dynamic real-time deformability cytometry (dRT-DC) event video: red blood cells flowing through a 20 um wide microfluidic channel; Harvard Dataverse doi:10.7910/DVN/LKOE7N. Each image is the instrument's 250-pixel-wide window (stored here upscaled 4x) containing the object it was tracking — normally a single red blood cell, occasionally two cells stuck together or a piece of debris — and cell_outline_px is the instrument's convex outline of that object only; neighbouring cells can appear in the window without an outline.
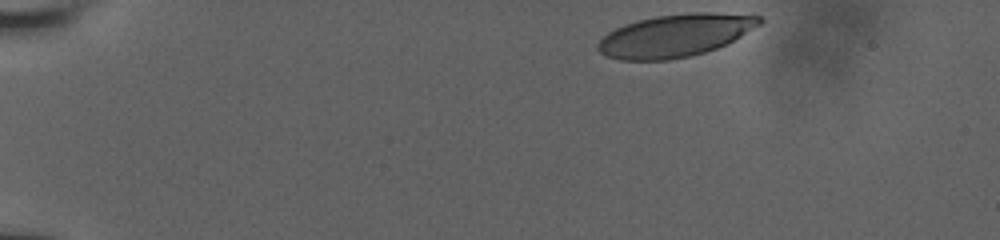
{"species": "human", "species_latin": "Homo sapiens", "temperature_condition": "room temperature", "stored_images_in_passage": 25, "camera_frame_rate_fps": 3000, "um_per_image_px": 0.085, "donor": {"sex": "male"}, "frame": {"image": 1, "passage_image": 1, "time_ms": 0.0, "image_size_px": [1000, 240], "cell_outline_px": [[764, 20], [760, 24], [740, 36], [716, 48], [704, 52], [688, 56], [668, 60], [620, 60], [604, 56], [596, 48], [596, 44], [608, 32], [624, 24], [656, 16], [692, 12], [752, 12], [760, 16]], "centroid_in_image_um": [57.43, 2.99], "position_along_channel_um": 27.6, "area_um2": 40.4}}
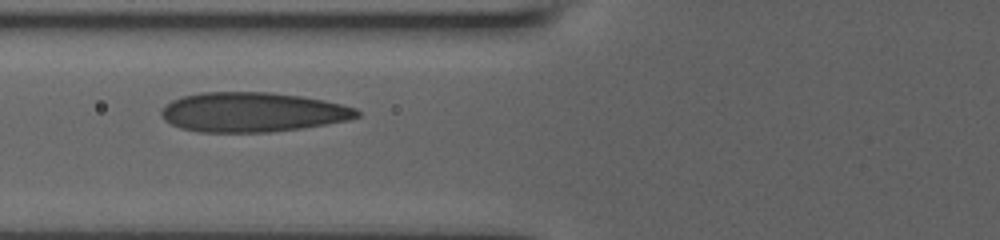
{"frame": {"image": 2, "passage_image": 18, "time_ms": 4.667, "image_size_px": [1000, 240], "cell_outline_px": [[360, 116], [348, 120], [304, 128], [272, 132], [200, 132], [180, 128], [164, 120], [160, 116], [160, 112], [164, 104], [172, 100], [184, 96], [200, 92], [268, 92], [300, 96], [324, 100], [356, 108], [360, 112]], "centroid_in_image_um": [21.44, 9.54], "position_along_channel_um": 104.4, "area_um2": 45.37}}
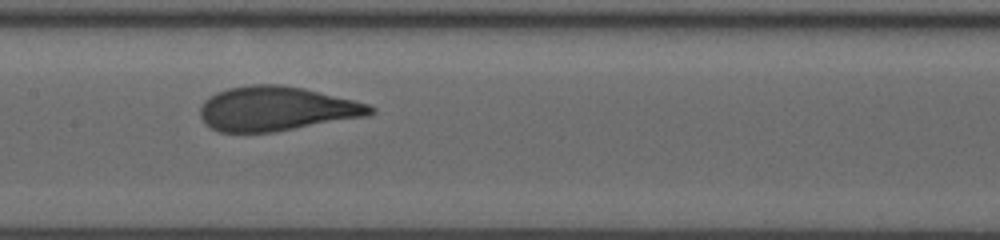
{"frame": {"image": 3, "passage_image": 24, "time_ms": 6.667, "image_size_px": [1000, 240], "cell_outline_px": [[376, 112], [368, 116], [272, 132], [220, 132], [204, 124], [200, 116], [200, 108], [204, 100], [208, 96], [216, 92], [228, 88], [252, 84], [280, 84], [304, 88], [368, 104], [376, 108]], "centroid_in_image_um": [23.47, 9.24], "position_along_channel_um": 183.9, "area_um2": 44.04}}